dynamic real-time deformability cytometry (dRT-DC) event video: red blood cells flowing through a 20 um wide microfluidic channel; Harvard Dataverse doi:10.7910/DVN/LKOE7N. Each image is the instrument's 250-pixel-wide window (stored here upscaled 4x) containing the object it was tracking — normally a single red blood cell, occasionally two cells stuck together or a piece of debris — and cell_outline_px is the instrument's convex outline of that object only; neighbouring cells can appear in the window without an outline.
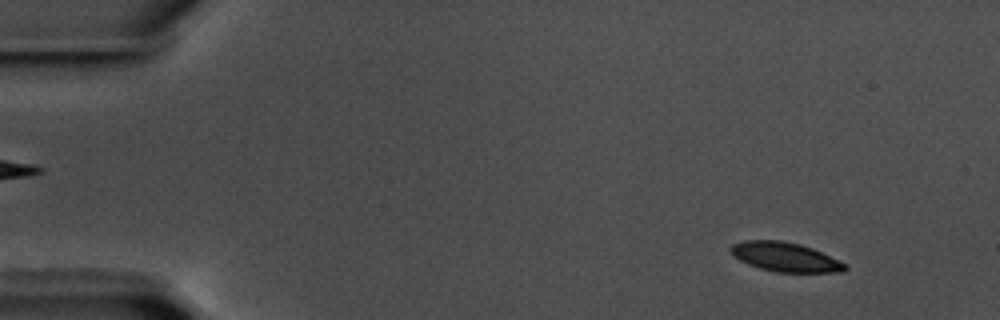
{"species": "common noctule bat (a hibernating species)", "species_latin": "Nyctalus noctula", "temperature_condition": "warm", "stored_images_in_passage": 59, "camera_frame_rate_fps": 3000, "um_per_image_px": 0.085, "animal": {"sex": "male", "body_mass_g": 17.5, "forearm_length_mm": 52.3}, "frame": {"image": 1, "passage_image": 6, "time_ms": 1.667, "image_size_px": [1000, 320], "cell_outline_px": [[848, 268], [840, 272], [776, 272], [760, 268], [748, 264], [732, 256], [728, 248], [732, 244], [744, 240], [780, 240], [800, 244], [812, 248], [848, 264]], "centroid_in_image_um": [66.71, 21.84], "position_along_channel_um": 18.3, "area_um2": 19.59}}
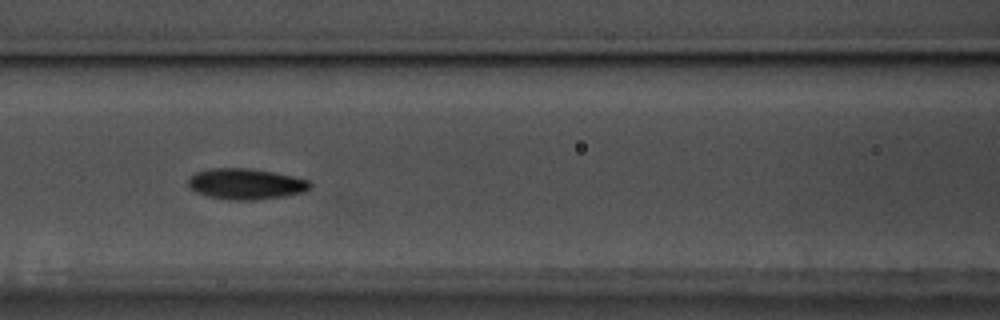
{"frame": {"image": 2, "passage_image": 26, "time_ms": 8.333, "image_size_px": [1000, 320], "cell_outline_px": [[312, 184], [304, 192], [284, 196], [256, 200], [228, 200], [208, 196], [196, 192], [188, 184], [188, 180], [196, 172], [212, 168], [248, 168], [272, 172], [292, 176], [308, 180]], "centroid_in_image_um": [20.89, 15.64], "position_along_channel_um": 145.7, "area_um2": 21.73}}
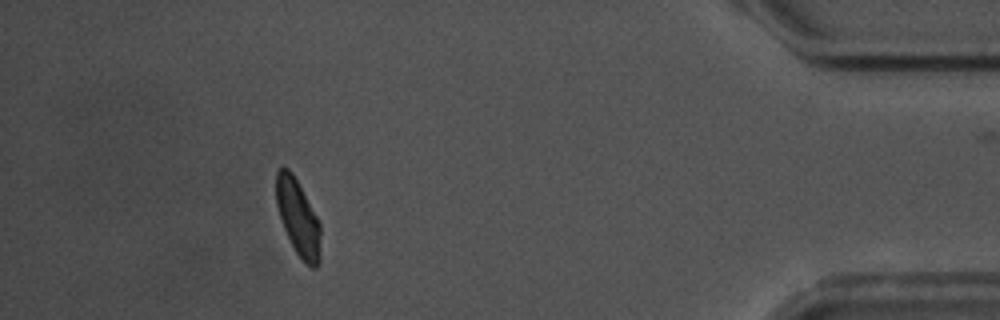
{"frame": {"image": 3, "passage_image": 53, "time_ms": 17.333, "image_size_px": [1000, 320], "cell_outline_px": [[320, 260], [316, 268], [312, 268], [296, 252], [284, 228], [276, 204], [276, 172], [280, 168], [288, 168], [292, 172], [316, 216], [320, 224]], "centroid_in_image_um": [25.33, 18.49], "position_along_channel_um": 409.9, "area_um2": 19.19}, "authors_computed_cell_mechanics": {"area_um2": 20.2878, "velocity_mm_per_s": 3.5331, "shape_relaxation_time_tau1_ms": 2.0138, "shape_relaxation_time_tau2_ms": 3.7699, "deformation_change_tau1": 0.1281, "deformation_change_tau2": 0.0867}}